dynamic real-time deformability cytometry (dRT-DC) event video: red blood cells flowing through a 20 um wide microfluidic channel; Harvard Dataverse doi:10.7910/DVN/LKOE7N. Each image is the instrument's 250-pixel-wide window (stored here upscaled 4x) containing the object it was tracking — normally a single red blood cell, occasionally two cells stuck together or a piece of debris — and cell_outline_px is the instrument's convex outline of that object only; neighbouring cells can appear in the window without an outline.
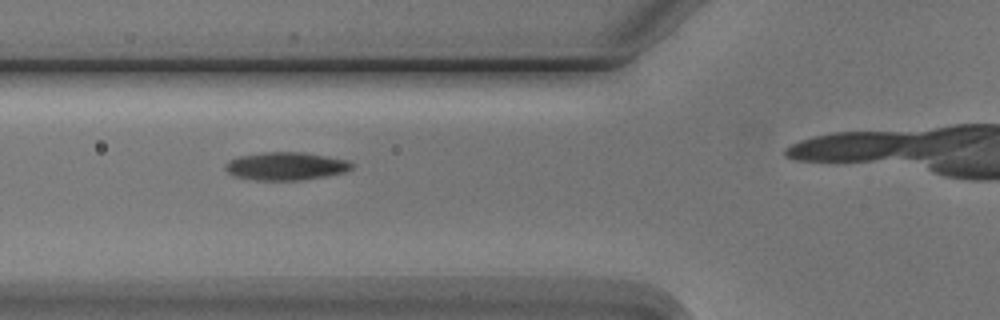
{"species": "Egyptian fruit bat (a non-hibernating species)", "species_latin": "Rousettus aegyptiacus", "temperature_condition": "cold", "stored_images_in_passage": 7, "camera_frame_rate_fps": 3000, "um_per_image_px": 0.085, "animal": {"sex": "male"}, "frame": {"image": 1, "passage_image": 3, "time_ms": 2.333, "image_size_px": [1000, 320], "cell_outline_px": [[352, 168], [344, 172], [324, 176], [296, 180], [256, 180], [236, 176], [228, 172], [224, 168], [224, 164], [228, 160], [240, 156], [264, 152], [304, 152], [328, 156], [348, 160], [352, 164]], "centroid_in_image_um": [24.28, 14.11], "position_along_channel_um": 101.5, "area_um2": 20.46}}